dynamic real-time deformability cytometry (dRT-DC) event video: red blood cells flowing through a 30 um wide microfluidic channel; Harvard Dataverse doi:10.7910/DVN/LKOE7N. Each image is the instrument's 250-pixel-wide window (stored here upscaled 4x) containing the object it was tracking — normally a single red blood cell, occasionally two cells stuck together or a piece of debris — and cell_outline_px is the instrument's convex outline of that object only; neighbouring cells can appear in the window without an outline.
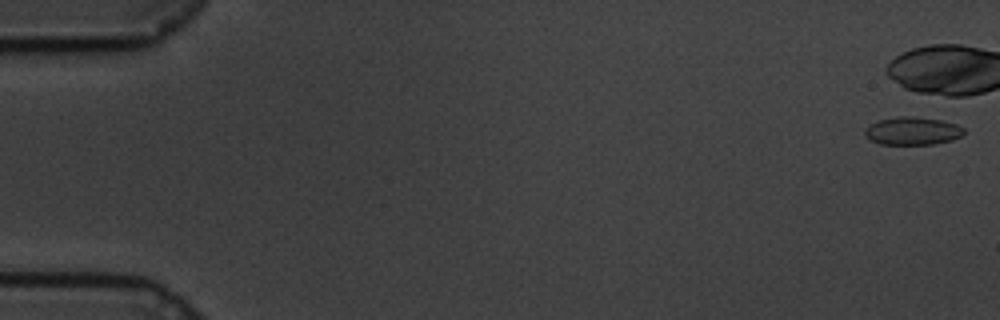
{"species": "common noctule bat (a hibernating species)", "species_latin": "Nyctalus noctula", "temperature_condition": "cold", "stored_images_in_passage": 8, "camera_frame_rate_fps": 3000, "um_per_image_px": 0.085, "animal": {"sex": "male", "body_mass_g": 19.5, "forearm_length_mm": 54.6}, "frame": {"image": 1, "passage_image": 1, "time_ms": 0.0, "image_size_px": [1000, 320], "cell_outline_px": [[964, 132], [960, 136], [952, 140], [932, 144], [880, 144], [864, 136], [864, 132], [872, 124], [880, 120], [896, 116], [912, 116], [940, 120], [956, 124], [964, 128]], "centroid_in_image_um": [77.57, 11.13], "position_along_channel_um": 7.4, "area_um2": 15.9}}